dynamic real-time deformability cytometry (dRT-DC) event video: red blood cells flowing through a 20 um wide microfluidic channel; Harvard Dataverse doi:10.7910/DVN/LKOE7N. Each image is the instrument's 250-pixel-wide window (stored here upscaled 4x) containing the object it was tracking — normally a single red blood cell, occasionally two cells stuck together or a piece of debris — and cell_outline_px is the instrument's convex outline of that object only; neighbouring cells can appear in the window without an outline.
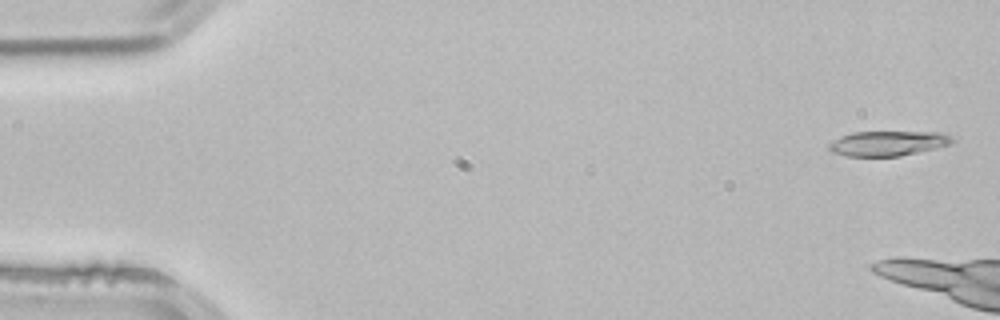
{"species": "common noctule bat (a hibernating species)", "species_latin": "Nyctalus noctula", "temperature_condition": "room temperature", "stored_images_in_passage": 4, "camera_frame_rate_fps": 3000, "um_per_image_px": 0.085, "animal": {"sex": "male", "body_mass_g": 21.5, "forearm_length_mm": 52.0}, "frame": {"image": 1, "passage_image": 1, "time_ms": 0.0, "image_size_px": [1000, 320], "cell_outline_px": [[956, 140], [952, 144], [900, 156], [848, 156], [832, 152], [828, 148], [828, 144], [840, 136], [852, 132], [940, 132], [952, 136]], "centroid_in_image_um": [75.49, 12.18], "position_along_channel_um": 9.5, "area_um2": 17.92}}